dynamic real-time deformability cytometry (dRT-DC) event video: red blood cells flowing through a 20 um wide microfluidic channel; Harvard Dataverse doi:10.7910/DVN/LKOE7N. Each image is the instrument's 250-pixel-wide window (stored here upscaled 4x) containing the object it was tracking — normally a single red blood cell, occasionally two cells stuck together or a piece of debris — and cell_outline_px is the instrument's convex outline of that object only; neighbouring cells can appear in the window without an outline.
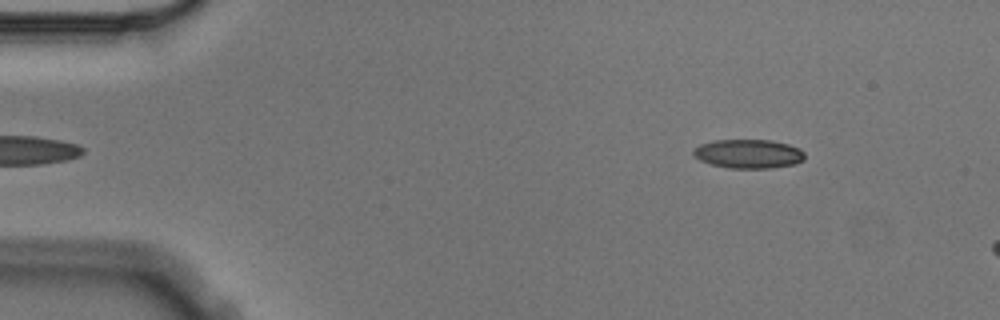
{"species": "Egyptian fruit bat (a non-hibernating species)", "species_latin": "Rousettus aegyptiacus", "temperature_condition": "cold", "stored_images_in_passage": 3, "camera_frame_rate_fps": 3000, "um_per_image_px": 0.085, "animal": {"sex": "male"}, "frame": {"image": 1, "passage_image": 1, "time_ms": 0.0, "image_size_px": [1000, 320], "cell_outline_px": [[804, 160], [796, 164], [772, 168], [728, 168], [712, 164], [700, 160], [692, 152], [692, 148], [700, 144], [712, 140], [772, 140], [788, 144], [800, 148], [804, 152]], "centroid_in_image_um": [63.63, 13.07], "position_along_channel_um": 21.4, "area_um2": 18.96}}